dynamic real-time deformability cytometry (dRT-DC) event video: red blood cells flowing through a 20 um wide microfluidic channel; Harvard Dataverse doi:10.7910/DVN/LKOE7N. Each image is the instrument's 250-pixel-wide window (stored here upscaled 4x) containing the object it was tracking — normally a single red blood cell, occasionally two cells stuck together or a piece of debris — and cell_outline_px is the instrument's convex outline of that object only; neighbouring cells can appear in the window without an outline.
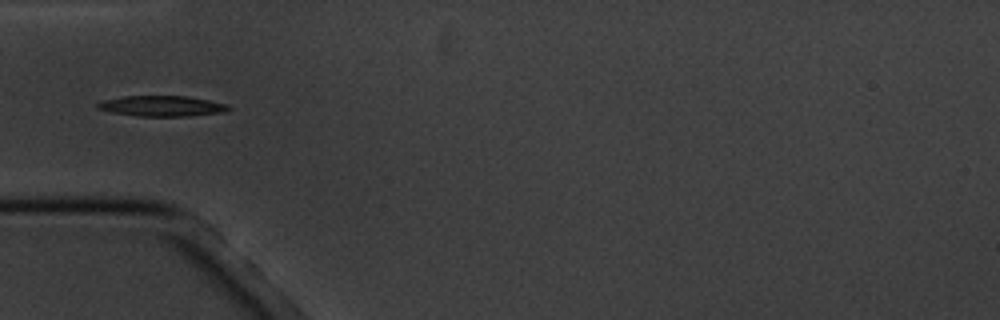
{"species": "common noctule bat (a hibernating species)", "species_latin": "Nyctalus noctula", "temperature_condition": "cold", "stored_images_in_passage": 10, "camera_frame_rate_fps": 3000, "um_per_image_px": 0.085, "animal": {"sex": "male", "body_mass_g": 20.1, "forearm_length_mm": 53.5}, "frame": {"image": 1, "passage_image": 6, "time_ms": 5.667, "image_size_px": [1000, 320], "cell_outline_px": [[232, 108], [220, 112], [188, 116], [136, 116], [112, 112], [96, 108], [96, 104], [104, 100], [124, 96], [188, 96], [228, 104]], "centroid_in_image_um": [13.74, 9.01], "position_along_channel_um": 71.3, "area_um2": 15.55}}
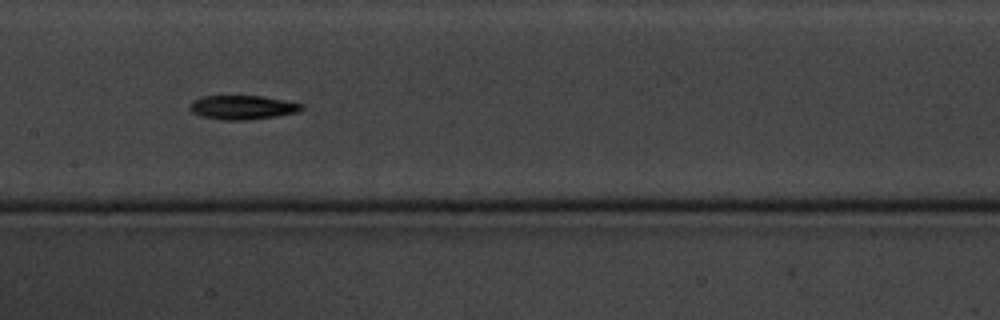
{"frame": {"image": 2, "passage_image": 9, "time_ms": 9.0, "image_size_px": [1000, 320], "cell_outline_px": [[304, 108], [296, 112], [276, 116], [248, 120], [224, 120], [200, 116], [192, 112], [188, 108], [188, 104], [192, 100], [204, 96], [260, 96], [304, 104]], "centroid_in_image_um": [20.56, 9.13], "position_along_channel_um": 186.8, "area_um2": 15.66}}
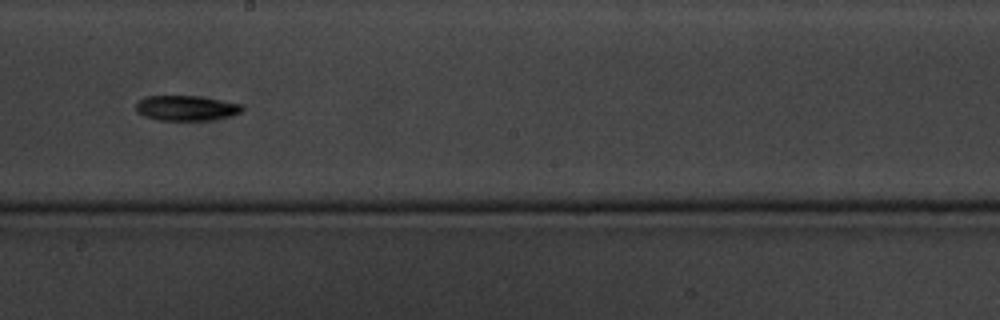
{"frame": {"image": 3, "passage_image": 10, "time_ms": 10.333, "image_size_px": [1000, 320], "cell_outline_px": [[244, 112], [232, 116], [212, 120], [160, 120], [144, 116], [136, 112], [136, 104], [144, 96], [196, 96], [244, 104]], "centroid_in_image_um": [15.88, 9.19], "position_along_channel_um": 232.3, "area_um2": 15.72}}